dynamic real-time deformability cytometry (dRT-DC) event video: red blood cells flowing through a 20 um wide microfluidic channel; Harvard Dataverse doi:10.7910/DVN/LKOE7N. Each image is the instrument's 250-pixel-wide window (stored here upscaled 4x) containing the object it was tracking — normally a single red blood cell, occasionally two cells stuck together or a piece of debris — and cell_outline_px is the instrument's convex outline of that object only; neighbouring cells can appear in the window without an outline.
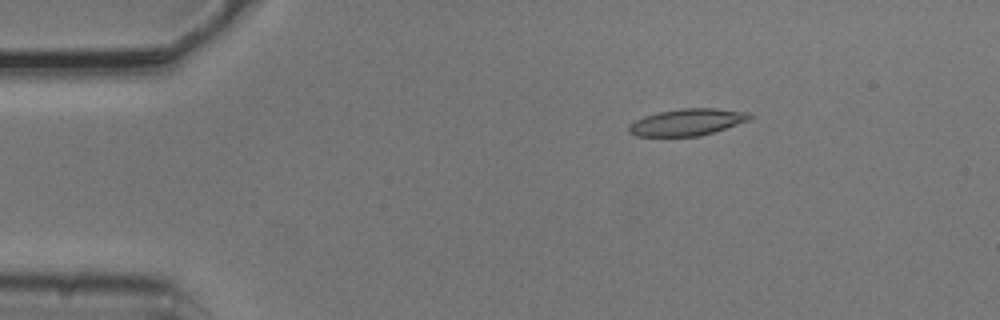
{"species": "common noctule bat (a hibernating species)", "species_latin": "Nyctalus noctula", "temperature_condition": "cold", "stored_images_in_passage": 4, "camera_frame_rate_fps": 3000, "um_per_image_px": 0.085, "animal": {"sex": "male", "body_mass_g": 20.5, "forearm_length_mm": 52.5}, "frame": {"image": 1, "passage_image": 2, "time_ms": 0.333, "image_size_px": [1000, 320], "cell_outline_px": [[756, 116], [752, 120], [700, 136], [636, 136], [628, 132], [628, 128], [636, 120], [644, 116], [660, 112], [680, 108], [716, 108], [748, 112]], "centroid_in_image_um": [58.49, 10.38], "position_along_channel_um": 26.5, "area_um2": 18.96}}
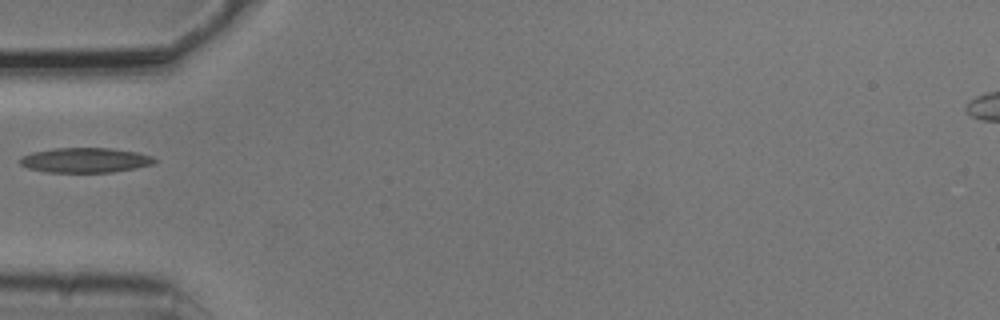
{"frame": {"image": 2, "passage_image": 4, "time_ms": 1.0, "image_size_px": [1000, 320], "cell_outline_px": [[156, 160], [152, 164], [136, 168], [112, 172], [44, 172], [28, 168], [20, 164], [20, 160], [24, 156], [32, 152], [56, 148], [108, 148], [136, 152], [152, 156]], "centroid_in_image_um": [7.24, 13.62], "position_along_channel_um": 77.8, "area_um2": 19.31}}